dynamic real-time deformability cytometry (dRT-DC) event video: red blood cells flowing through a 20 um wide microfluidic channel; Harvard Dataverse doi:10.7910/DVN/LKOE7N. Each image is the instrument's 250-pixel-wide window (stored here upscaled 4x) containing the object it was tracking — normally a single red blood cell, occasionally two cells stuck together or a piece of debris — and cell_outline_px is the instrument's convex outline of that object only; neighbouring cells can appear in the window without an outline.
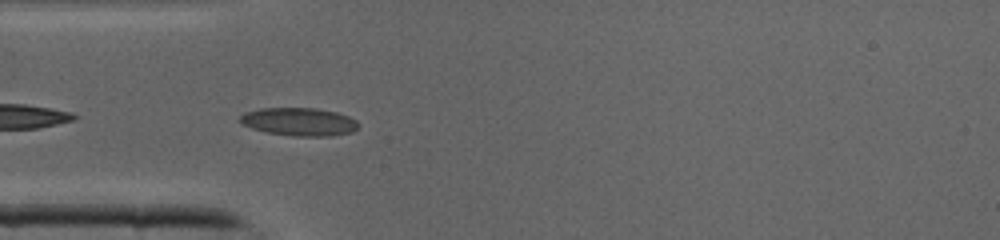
{"species": "common noctule bat (a hibernating species)", "species_latin": "Nyctalus noctula", "temperature_condition": "cold", "stored_images_in_passage": 41, "camera_frame_rate_fps": 3000, "um_per_image_px": 0.085, "animal": {"sex": "male", "body_mass_g": 19.0, "forearm_length_mm": 50.8}, "frame": {"image": 1, "passage_image": 12, "time_ms": 3.667, "image_size_px": [1000, 240], "cell_outline_px": [[360, 124], [352, 132], [332, 136], [292, 136], [268, 132], [252, 128], [240, 124], [240, 116], [244, 112], [260, 108], [316, 108], [336, 112], [348, 116], [356, 120]], "centroid_in_image_um": [25.42, 10.35], "position_along_channel_um": 59.6, "area_um2": 19.42}}
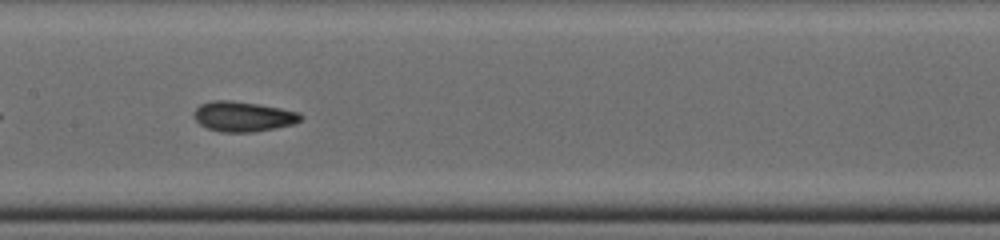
{"frame": {"image": 2, "passage_image": 20, "time_ms": 6.333, "image_size_px": [1000, 240], "cell_outline_px": [[304, 116], [300, 120], [292, 124], [252, 132], [220, 132], [208, 128], [200, 124], [196, 120], [192, 112], [200, 104], [212, 100], [228, 100], [256, 104], [280, 108], [300, 112]], "centroid_in_image_um": [20.63, 9.89], "position_along_channel_um": 186.8, "area_um2": 18.55}}
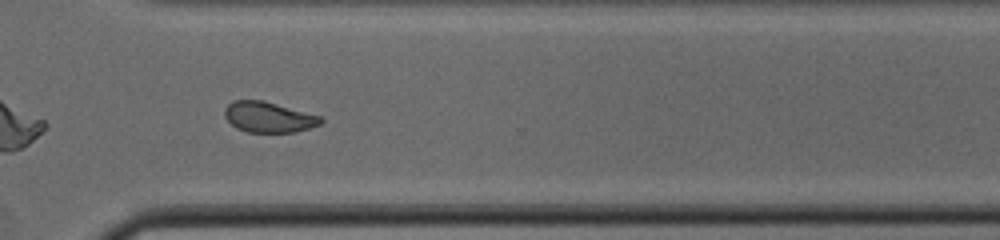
{"frame": {"image": 3, "passage_image": 30, "time_ms": 9.667, "image_size_px": [1000, 240], "cell_outline_px": [[324, 120], [320, 124], [296, 132], [248, 132], [236, 128], [224, 116], [224, 108], [232, 100], [264, 100], [320, 116]], "centroid_in_image_um": [22.8, 9.95], "position_along_channel_um": 347.8, "area_um2": 17.11}}